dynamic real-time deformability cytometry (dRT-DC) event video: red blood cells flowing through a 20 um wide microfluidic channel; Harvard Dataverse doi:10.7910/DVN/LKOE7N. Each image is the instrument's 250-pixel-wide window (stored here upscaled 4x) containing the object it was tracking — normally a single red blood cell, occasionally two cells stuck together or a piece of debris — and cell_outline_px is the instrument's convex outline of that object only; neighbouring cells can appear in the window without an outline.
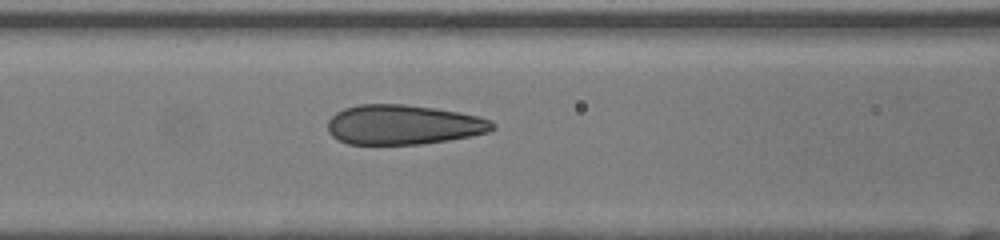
{"species": "human", "species_latin": "Homo sapiens", "temperature_condition": "room temperature", "stored_images_in_passage": 39, "camera_frame_rate_fps": 3000, "um_per_image_px": 0.085, "donor": {"sex": "female"}, "frame": {"image": 1, "passage_image": 19, "time_ms": 6.0, "image_size_px": [1000, 240], "cell_outline_px": [[496, 128], [488, 132], [472, 136], [448, 140], [420, 144], [348, 144], [332, 136], [328, 132], [328, 120], [336, 112], [344, 108], [360, 104], [404, 104], [460, 112], [492, 120], [496, 124]], "centroid_in_image_um": [34.3, 10.6], "position_along_channel_um": 132.3, "area_um2": 38.21}}
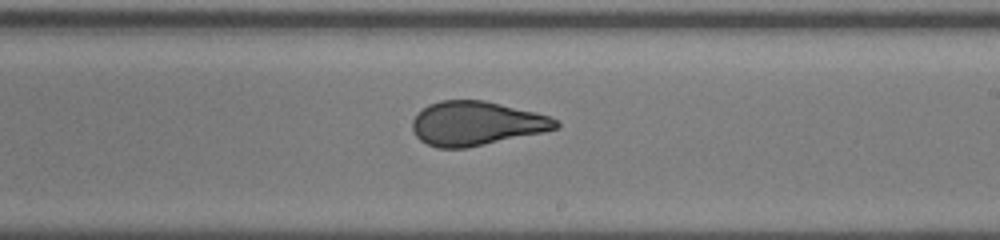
{"frame": {"image": 2, "passage_image": 27, "time_ms": 8.667, "image_size_px": [1000, 240], "cell_outline_px": [[560, 124], [556, 128], [544, 132], [468, 148], [436, 148], [420, 140], [416, 136], [412, 128], [412, 120], [428, 104], [440, 100], [484, 100], [536, 112], [548, 116], [556, 120]], "centroid_in_image_um": [40.48, 10.5], "position_along_channel_um": 248.5, "area_um2": 36.82}}
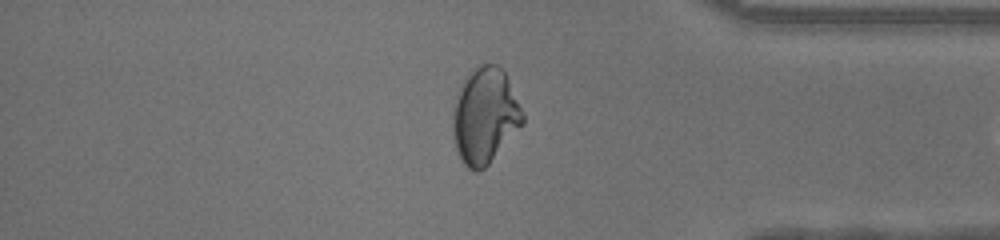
{"frame": {"image": 3, "passage_image": 38, "time_ms": 12.333, "image_size_px": [1000, 240], "cell_outline_px": [[524, 124], [488, 164], [480, 172], [476, 172], [468, 168], [464, 164], [456, 148], [452, 136], [452, 108], [456, 96], [464, 76], [480, 64], [496, 64], [504, 72], [524, 112]], "centroid_in_image_um": [41.2, 9.84], "position_along_channel_um": 394.0, "area_um2": 39.25}}